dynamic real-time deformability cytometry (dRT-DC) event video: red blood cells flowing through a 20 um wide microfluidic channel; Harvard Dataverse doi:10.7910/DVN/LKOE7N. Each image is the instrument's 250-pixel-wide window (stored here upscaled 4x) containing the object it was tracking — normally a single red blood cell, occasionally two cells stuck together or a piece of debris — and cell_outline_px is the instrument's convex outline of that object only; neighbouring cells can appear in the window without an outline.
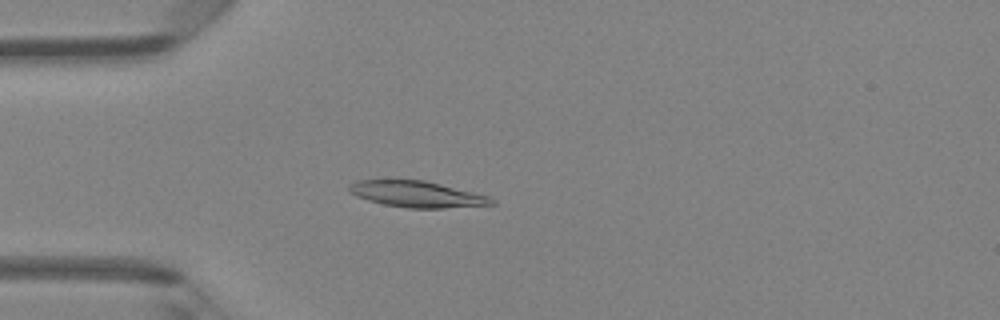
{"species": "Egyptian fruit bat (a non-hibernating species)", "species_latin": "Rousettus aegyptiacus", "temperature_condition": "room temperature", "stored_images_in_passage": 3, "camera_frame_rate_fps": 3000, "um_per_image_px": 0.085, "animal": {"sex": "female"}, "frame": {"image": 1, "passage_image": 3, "time_ms": 0.667, "image_size_px": [1000, 320], "cell_outline_px": [[496, 204], [444, 208], [408, 208], [384, 204], [368, 200], [356, 196], [348, 188], [356, 180], [424, 180], [488, 196], [496, 200]], "centroid_in_image_um": [35.46, 16.51], "position_along_channel_um": 49.5, "area_um2": 21.39}}